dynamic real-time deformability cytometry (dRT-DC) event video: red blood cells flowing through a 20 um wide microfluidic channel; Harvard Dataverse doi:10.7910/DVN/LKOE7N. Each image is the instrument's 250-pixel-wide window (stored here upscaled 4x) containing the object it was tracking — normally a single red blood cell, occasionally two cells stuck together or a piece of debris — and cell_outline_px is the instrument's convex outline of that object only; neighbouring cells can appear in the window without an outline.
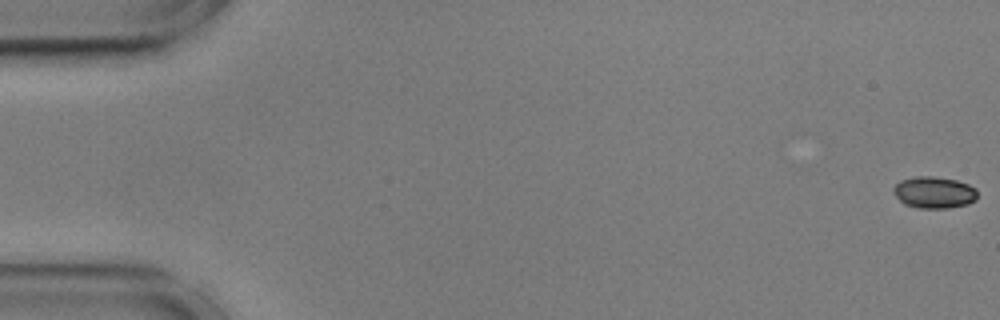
{"species": "common noctule bat (a hibernating species)", "species_latin": "Nyctalus noctula", "temperature_condition": "cold", "stored_images_in_passage": 56, "camera_frame_rate_fps": 3000, "um_per_image_px": 0.085, "animal": {"sex": "male", "body_mass_g": 17.9, "forearm_length_mm": 54.2}, "frame": {"image": 1, "passage_image": 1, "time_ms": 0.0, "image_size_px": [1000, 320], "cell_outline_px": [[976, 200], [968, 204], [948, 208], [920, 208], [904, 204], [892, 192], [892, 188], [900, 180], [916, 176], [932, 176], [956, 180], [968, 184], [976, 188]], "centroid_in_image_um": [79.39, 16.35], "position_along_channel_um": 5.6, "area_um2": 15.55}}
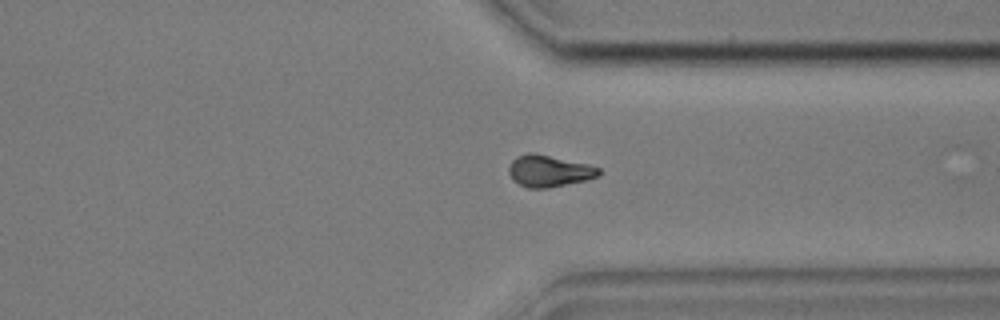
{"frame": {"image": 2, "passage_image": 43, "time_ms": 14.0, "image_size_px": [1000, 320], "cell_outline_px": [[600, 172], [596, 176], [584, 180], [548, 188], [528, 188], [512, 180], [508, 172], [508, 168], [512, 160], [516, 156], [528, 152], [532, 152], [588, 164], [600, 168]], "centroid_in_image_um": [46.61, 14.52], "position_along_channel_um": 364.8, "area_um2": 16.47}}
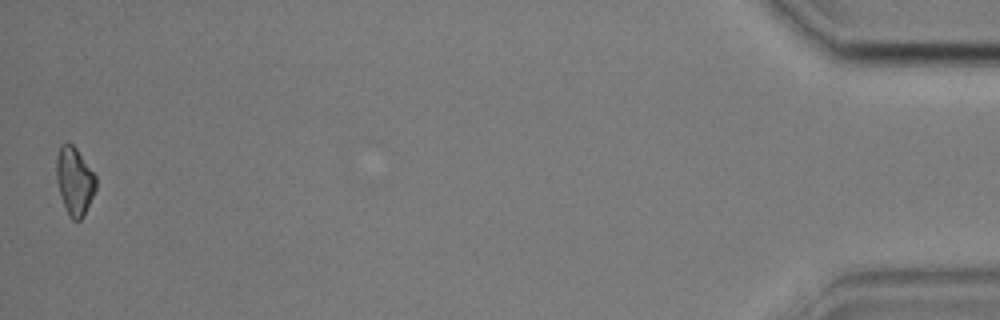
{"frame": {"image": 3, "passage_image": 56, "time_ms": 18.333, "image_size_px": [1000, 320], "cell_outline_px": [[96, 188], [84, 216], [80, 220], [72, 220], [68, 216], [60, 196], [56, 180], [56, 156], [60, 144], [64, 140], [68, 140], [76, 148], [96, 176]], "centroid_in_image_um": [6.31, 15.36], "position_along_channel_um": 428.9, "area_um2": 15.95}, "authors_computed_cell_mechanics": {"area_um2": 16.3574, "velocity_mm_per_s": 3.5865, "shape_relaxation_time_tau1_ms": 2.9414, "shape_relaxation_time_tau2_ms": 11.0392, "deformation_change_tau1": 0.101, "deformation_change_tau2": 0.1493}}